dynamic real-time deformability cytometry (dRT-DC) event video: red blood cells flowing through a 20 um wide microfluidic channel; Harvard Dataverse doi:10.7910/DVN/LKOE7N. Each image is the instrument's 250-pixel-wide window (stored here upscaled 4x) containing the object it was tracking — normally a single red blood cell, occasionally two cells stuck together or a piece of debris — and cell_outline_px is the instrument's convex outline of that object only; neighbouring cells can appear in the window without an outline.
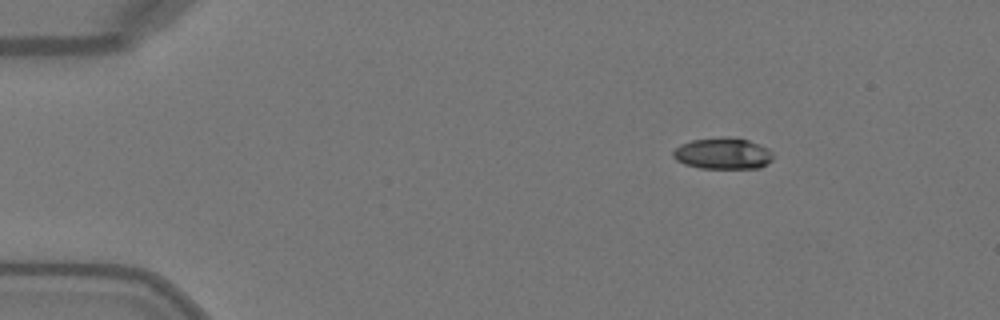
{"species": "Egyptian fruit bat (a non-hibernating species)", "species_latin": "Rousettus aegyptiacus", "temperature_condition": "warm", "stored_images_in_passage": 44, "camera_frame_rate_fps": 3000, "um_per_image_px": 0.085, "animal": {"sex": "female"}, "frame": {"image": 1, "passage_image": 1, "time_ms": 0.0, "image_size_px": [1000, 320], "cell_outline_px": [[772, 160], [760, 168], [700, 168], [684, 164], [676, 160], [672, 156], [672, 152], [680, 144], [692, 140], [728, 136], [748, 140], [760, 144], [768, 148], [772, 152]], "centroid_in_image_um": [61.44, 13.04], "position_along_channel_um": 23.6, "area_um2": 18.38}}
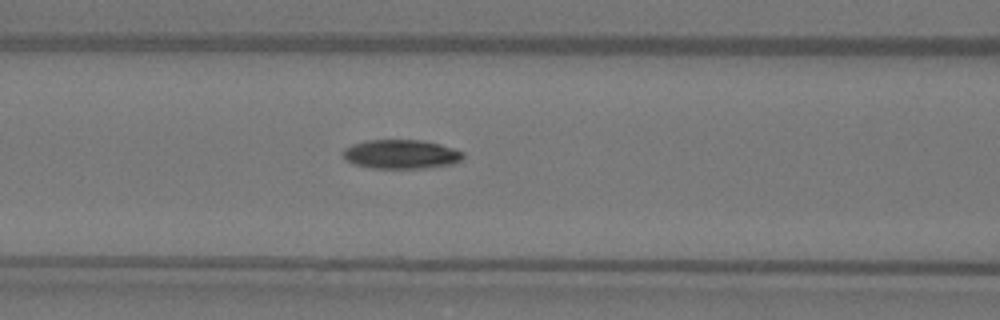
{"frame": {"image": 2, "passage_image": 15, "time_ms": 4.667, "image_size_px": [1000, 320], "cell_outline_px": [[464, 156], [460, 160], [452, 164], [420, 168], [372, 168], [356, 164], [348, 160], [344, 156], [344, 148], [352, 144], [368, 140], [420, 140], [440, 144], [464, 152]], "centroid_in_image_um": [34.11, 13.1], "position_along_channel_um": 132.5, "area_um2": 20.06}}
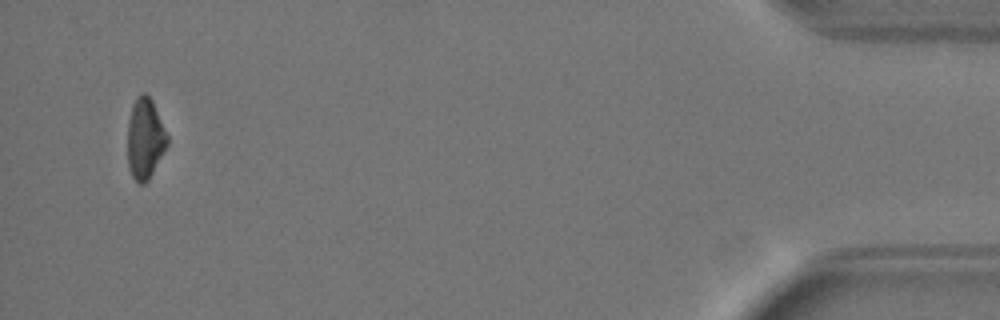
{"frame": {"image": 3, "passage_image": 42, "time_ms": 13.667, "image_size_px": [1000, 320], "cell_outline_px": [[168, 144], [164, 152], [148, 180], [144, 184], [140, 184], [132, 176], [128, 164], [128, 120], [136, 96], [140, 92], [144, 92], [152, 100], [168, 136]], "centroid_in_image_um": [12.33, 11.77], "position_along_channel_um": 422.9, "area_um2": 18.55}, "authors_computed_cell_mechanics": {"area_um2": 19.9699, "velocity_mm_per_s": 4.0935, "shape_relaxation_time_tau1_ms": 2.6162, "shape_relaxation_time_tau2_ms": null, "deformation_change_tau1": 0.1545, "deformation_change_tau2": null}}